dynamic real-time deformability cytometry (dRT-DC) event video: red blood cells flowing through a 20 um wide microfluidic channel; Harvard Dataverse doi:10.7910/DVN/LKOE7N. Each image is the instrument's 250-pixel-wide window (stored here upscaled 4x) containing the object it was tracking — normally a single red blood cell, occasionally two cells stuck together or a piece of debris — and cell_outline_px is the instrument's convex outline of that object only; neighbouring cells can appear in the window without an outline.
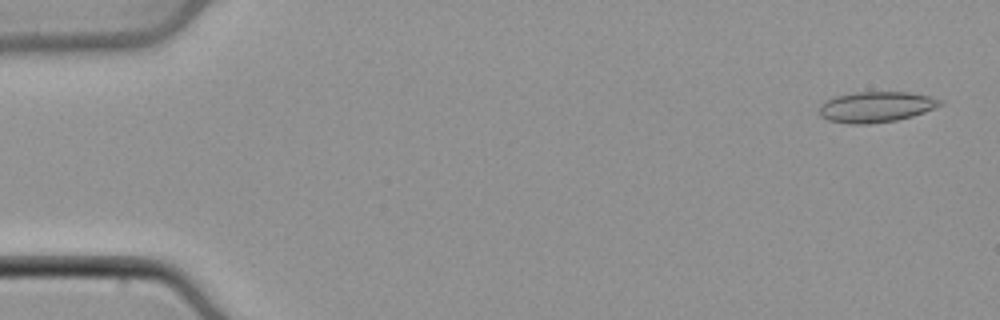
{"species": "common noctule bat (a hibernating species)", "species_latin": "Nyctalus noctula", "temperature_condition": "cold", "stored_images_in_passage": 48, "camera_frame_rate_fps": 3000, "um_per_image_px": 0.085, "animal": {"sex": "male", "body_mass_g": 21.5, "forearm_length_mm": 52.0}, "frame": {"image": 1, "passage_image": 2, "time_ms": 0.333, "image_size_px": [1000, 320], "cell_outline_px": [[944, 104], [924, 112], [912, 116], [896, 120], [868, 124], [848, 124], [828, 120], [820, 116], [820, 104], [824, 100], [832, 96], [856, 92], [908, 92], [928, 96], [944, 100]], "centroid_in_image_um": [74.44, 9.08], "position_along_channel_um": 10.6, "area_um2": 21.79}}
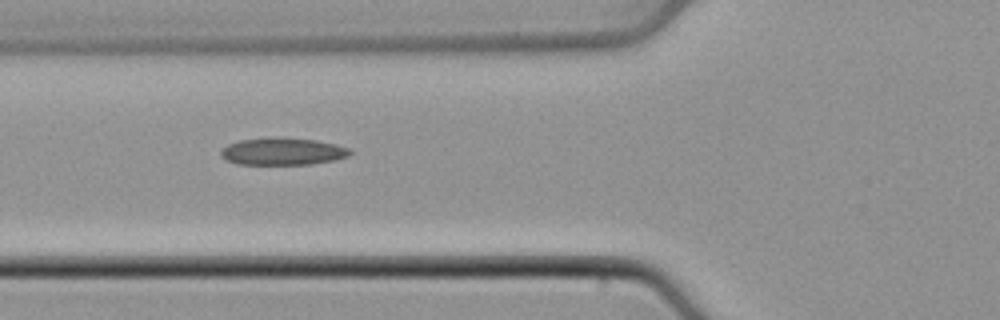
{"frame": {"image": 2, "passage_image": 18, "time_ms": 5.667, "image_size_px": [1000, 320], "cell_outline_px": [[352, 152], [348, 156], [336, 160], [312, 164], [236, 164], [224, 160], [220, 156], [220, 152], [228, 144], [240, 140], [276, 136], [316, 140], [336, 144], [348, 148]], "centroid_in_image_um": [24.01, 12.87], "position_along_channel_um": 101.8, "area_um2": 20.75}}
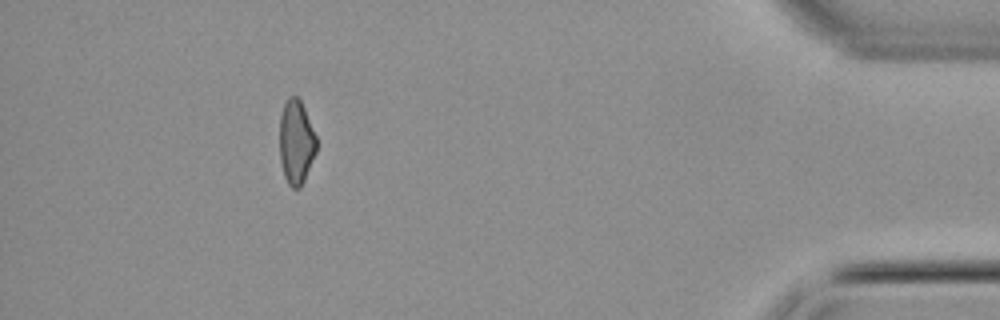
{"frame": {"image": 3, "passage_image": 44, "time_ms": 14.333, "image_size_px": [1000, 320], "cell_outline_px": [[316, 152], [304, 180], [300, 188], [292, 188], [288, 184], [284, 176], [280, 160], [280, 116], [284, 104], [288, 96], [296, 96], [300, 100], [304, 108], [316, 136]], "centroid_in_image_um": [25.16, 12.08], "position_along_channel_um": 410.0, "area_um2": 17.98}}